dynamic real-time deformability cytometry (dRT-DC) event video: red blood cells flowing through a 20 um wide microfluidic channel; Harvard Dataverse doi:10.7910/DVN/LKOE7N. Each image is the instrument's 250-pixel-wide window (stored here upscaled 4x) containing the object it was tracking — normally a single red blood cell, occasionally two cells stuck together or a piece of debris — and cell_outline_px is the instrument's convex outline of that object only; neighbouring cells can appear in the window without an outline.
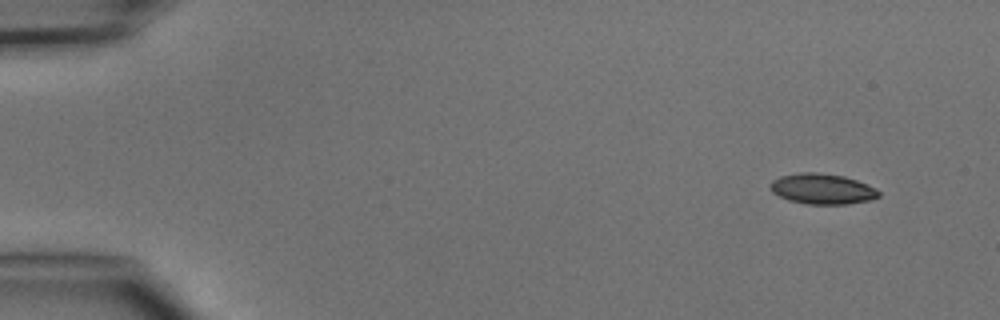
{"species": "common noctule bat (a hibernating species)", "species_latin": "Nyctalus noctula", "temperature_condition": "cold", "stored_images_in_passage": 4, "camera_frame_rate_fps": 3000, "um_per_image_px": 0.085, "animal": {"sex": "male", "body_mass_g": 15.6}, "frame": {"image": 1, "passage_image": 1, "time_ms": 0.0, "image_size_px": [1000, 320], "cell_outline_px": [[880, 196], [872, 200], [848, 204], [808, 204], [788, 200], [772, 192], [768, 184], [772, 180], [780, 176], [800, 172], [816, 172], [844, 176], [856, 180], [876, 188], [880, 192]], "centroid_in_image_um": [69.89, 16.05], "position_along_channel_um": 15.1, "area_um2": 19.42}}
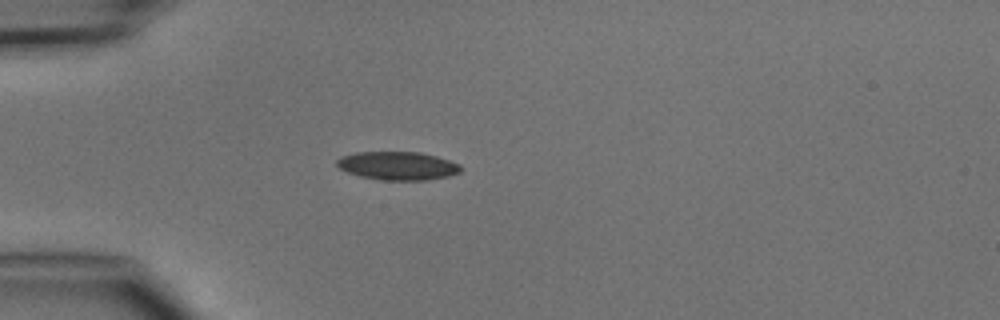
{"frame": {"image": 2, "passage_image": 4, "time_ms": 3.333, "image_size_px": [1000, 320], "cell_outline_px": [[464, 168], [460, 172], [448, 176], [428, 180], [384, 180], [360, 176], [348, 172], [340, 168], [336, 164], [336, 160], [340, 156], [356, 152], [420, 152], [436, 156], [460, 164]], "centroid_in_image_um": [33.82, 14.09], "position_along_channel_um": 51.2, "area_um2": 20.52}}